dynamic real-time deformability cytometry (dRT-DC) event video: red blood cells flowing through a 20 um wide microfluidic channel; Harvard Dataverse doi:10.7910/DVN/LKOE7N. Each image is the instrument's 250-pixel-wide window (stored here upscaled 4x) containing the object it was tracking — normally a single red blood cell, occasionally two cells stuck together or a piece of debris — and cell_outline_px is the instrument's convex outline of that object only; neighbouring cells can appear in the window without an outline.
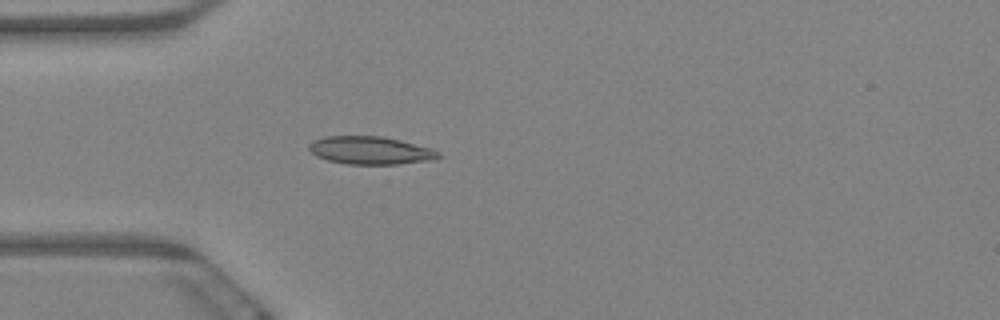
{"species": "Egyptian fruit bat (a non-hibernating species)", "species_latin": "Rousettus aegyptiacus", "temperature_condition": "warm", "stored_images_in_passage": 46, "camera_frame_rate_fps": 3000, "um_per_image_px": 0.085, "animal": {"sex": "female"}, "frame": {"image": 1, "passage_image": 2, "time_ms": 0.333, "image_size_px": [1000, 320], "cell_outline_px": [[440, 156], [428, 160], [396, 164], [348, 164], [328, 160], [316, 156], [308, 148], [308, 144], [312, 140], [324, 136], [380, 136], [400, 140], [432, 148], [440, 152]], "centroid_in_image_um": [31.44, 12.77], "position_along_channel_um": 53.6, "area_um2": 20.92}}
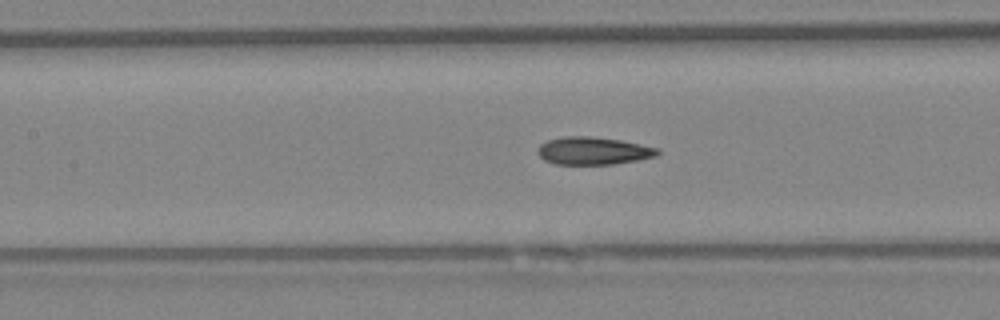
{"frame": {"image": 2, "passage_image": 12, "time_ms": 3.667, "image_size_px": [1000, 320], "cell_outline_px": [[660, 152], [656, 156], [636, 160], [612, 164], [556, 164], [544, 160], [536, 152], [540, 144], [548, 140], [564, 136], [588, 136], [620, 140], [660, 148]], "centroid_in_image_um": [50.41, 12.81], "position_along_channel_um": 157.0, "area_um2": 19.25}}
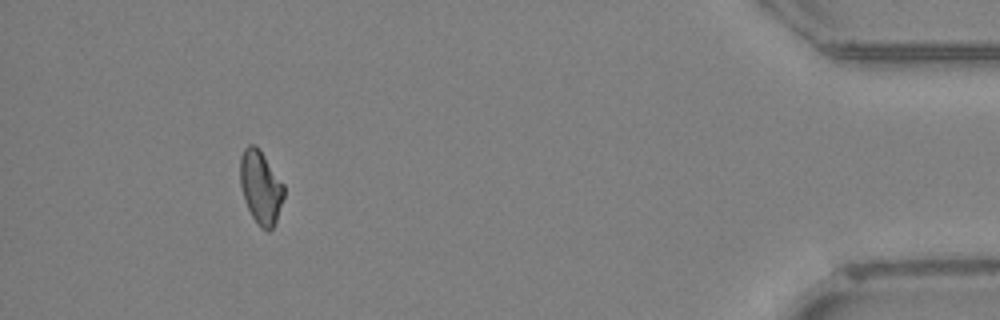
{"frame": {"image": 3, "passage_image": 41, "time_ms": 13.333, "image_size_px": [1000, 320], "cell_outline_px": [[284, 196], [276, 220], [272, 228], [268, 232], [260, 228], [256, 224], [244, 200], [240, 184], [240, 156], [244, 148], [248, 144], [256, 144], [260, 148], [284, 184]], "centroid_in_image_um": [22.15, 15.89], "position_along_channel_um": 413.1, "area_um2": 18.96}, "authors_computed_cell_mechanics": {"area_um2": 18.9006, "velocity_mm_per_s": 3.3108, "shape_relaxation_time_tau1_ms": null, "shape_relaxation_time_tau2_ms": 3.1162, "deformation_change_tau1": null, "deformation_change_tau2": 0.1014}}